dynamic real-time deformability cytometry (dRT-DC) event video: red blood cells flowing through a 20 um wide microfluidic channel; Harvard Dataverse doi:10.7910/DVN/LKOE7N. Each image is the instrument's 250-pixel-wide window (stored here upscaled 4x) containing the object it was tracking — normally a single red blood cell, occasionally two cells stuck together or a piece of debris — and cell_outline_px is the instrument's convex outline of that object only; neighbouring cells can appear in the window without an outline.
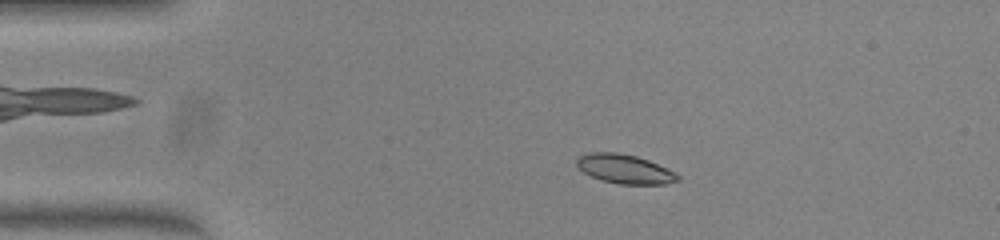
{"species": "common noctule bat (a hibernating species)", "species_latin": "Nyctalus noctula", "temperature_condition": "warm", "stored_images_in_passage": 50, "camera_frame_rate_fps": 3000, "um_per_image_px": 0.085, "animal": {"sex": "female", "body_mass_g": 23.0, "forearm_length_mm": 53.4}, "frame": {"image": 1, "passage_image": 9, "time_ms": 2.667, "image_size_px": [1000, 240], "cell_outline_px": [[680, 180], [664, 184], [620, 184], [600, 180], [584, 172], [576, 164], [576, 160], [580, 156], [588, 152], [616, 152], [636, 156], [648, 160], [680, 176]], "centroid_in_image_um": [53.07, 14.36], "position_along_channel_um": 31.9, "area_um2": 16.88}}
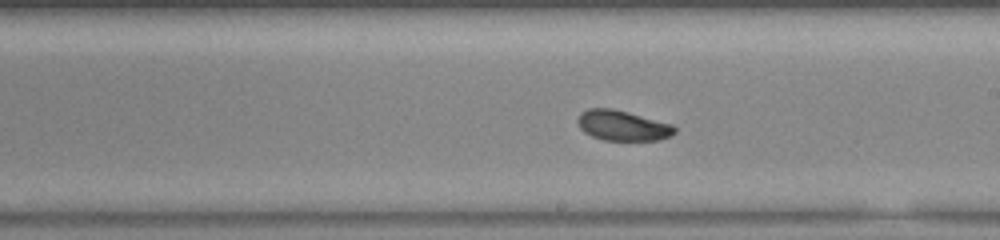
{"frame": {"image": 2, "passage_image": 28, "time_ms": 9.0, "image_size_px": [1000, 240], "cell_outline_px": [[676, 132], [672, 136], [660, 140], [604, 140], [592, 136], [584, 132], [580, 128], [576, 120], [580, 112], [588, 108], [612, 108], [628, 112], [672, 124], [676, 128]], "centroid_in_image_um": [52.91, 10.67], "position_along_channel_um": 236.1, "area_um2": 17.22}}
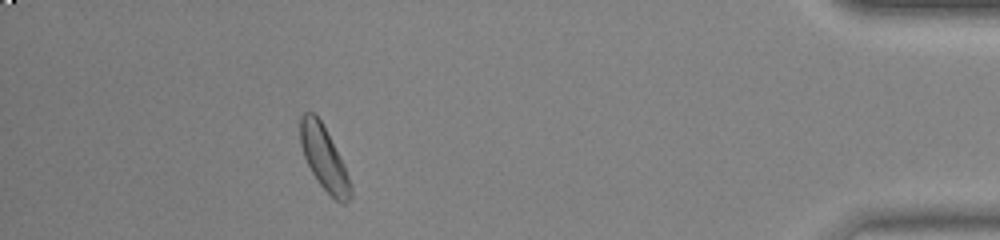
{"frame": {"image": 3, "passage_image": 45, "time_ms": 14.667, "image_size_px": [1000, 240], "cell_outline_px": [[352, 196], [344, 204], [336, 200], [316, 180], [304, 156], [300, 144], [300, 116], [304, 112], [316, 112], [344, 164], [352, 184]], "centroid_in_image_um": [27.54, 13.43], "position_along_channel_um": 407.7, "area_um2": 18.61}, "authors_computed_cell_mechanics": {"area_um2": 17.5712, "velocity_mm_per_s": 4.003, "shape_relaxation_time_tau1_ms": 2.1175, "shape_relaxation_time_tau2_ms": 3.3607, "deformation_change_tau1": 0.1085, "deformation_change_tau2": 0.0851}}